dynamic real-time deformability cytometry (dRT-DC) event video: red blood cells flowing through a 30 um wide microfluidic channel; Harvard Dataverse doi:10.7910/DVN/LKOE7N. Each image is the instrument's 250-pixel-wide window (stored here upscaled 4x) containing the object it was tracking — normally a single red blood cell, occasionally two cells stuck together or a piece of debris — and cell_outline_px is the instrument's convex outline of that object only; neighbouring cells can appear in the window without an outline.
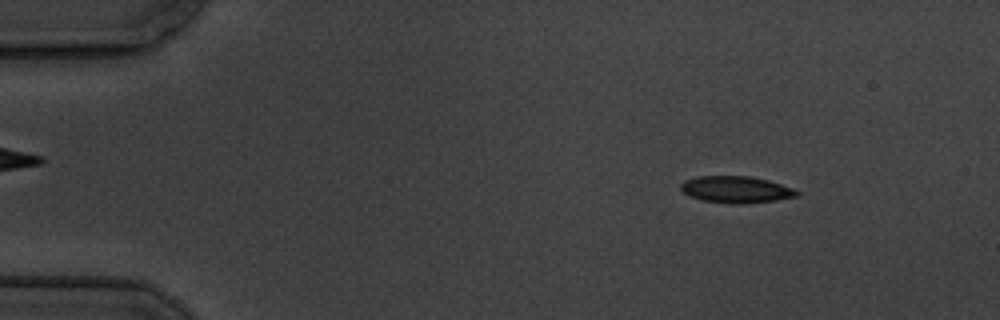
{"species": "common noctule bat (a hibernating species)", "species_latin": "Nyctalus noctula", "temperature_condition": "cold", "stored_images_in_passage": 6, "camera_frame_rate_fps": 3000, "um_per_image_px": 0.085, "animal": {"sex": "male", "body_mass_g": 19.5, "forearm_length_mm": 54.6}, "frame": {"image": 1, "passage_image": 2, "time_ms": 1.0, "image_size_px": [1000, 320], "cell_outline_px": [[800, 196], [776, 200], [740, 204], [732, 204], [704, 200], [692, 196], [684, 192], [680, 188], [680, 184], [684, 180], [696, 176], [748, 176], [768, 180], [792, 188], [800, 192]], "centroid_in_image_um": [62.58, 16.1], "position_along_channel_um": 22.4, "area_um2": 17.98}}
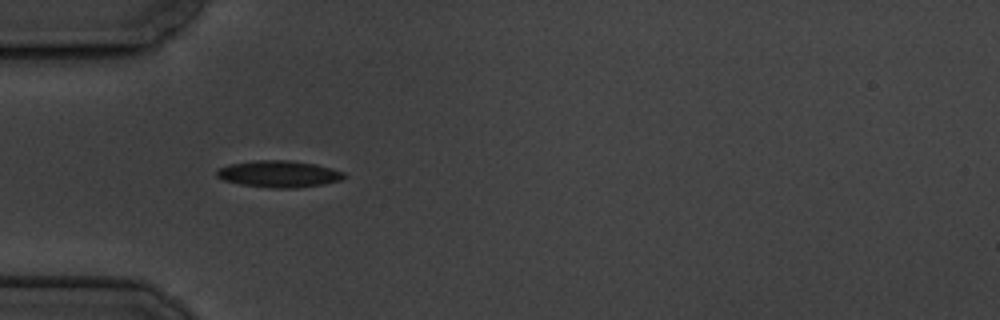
{"frame": {"image": 2, "passage_image": 5, "time_ms": 4.333, "image_size_px": [1000, 320], "cell_outline_px": [[348, 176], [340, 180], [324, 184], [296, 188], [276, 188], [240, 184], [224, 180], [216, 176], [216, 172], [220, 168], [228, 164], [256, 160], [288, 160], [316, 164], [332, 168], [344, 172]], "centroid_in_image_um": [23.73, 14.78], "position_along_channel_um": 61.3, "area_um2": 19.83}}